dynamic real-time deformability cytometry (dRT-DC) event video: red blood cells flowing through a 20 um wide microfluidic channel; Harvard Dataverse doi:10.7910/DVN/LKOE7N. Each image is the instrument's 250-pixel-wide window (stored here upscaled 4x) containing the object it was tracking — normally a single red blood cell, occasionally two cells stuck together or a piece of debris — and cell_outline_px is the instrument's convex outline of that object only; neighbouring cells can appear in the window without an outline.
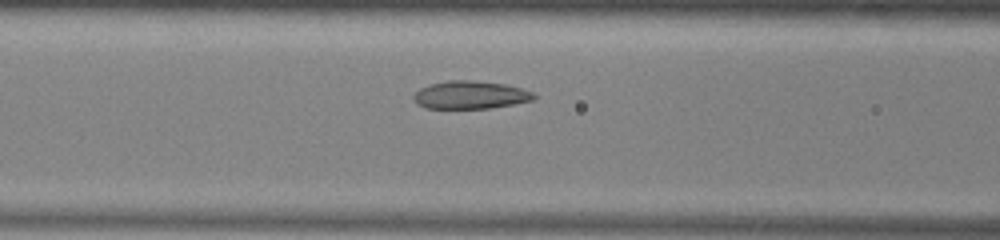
{"species": "common noctule bat (a hibernating species)", "species_latin": "Nyctalus noctula", "temperature_condition": "warm", "stored_images_in_passage": 15, "camera_frame_rate_fps": 3000, "um_per_image_px": 0.085, "animal": {"sex": "male", "body_mass_g": 13.0, "forearm_length_mm": 53.1}, "frame": {"image": 1, "passage_image": 13, "time_ms": 4.0, "image_size_px": [1000, 240], "cell_outline_px": [[536, 96], [532, 100], [492, 108], [424, 108], [416, 104], [412, 96], [420, 88], [432, 84], [448, 80], [468, 80], [504, 84], [520, 88], [532, 92]], "centroid_in_image_um": [39.94, 8.07], "position_along_channel_um": 126.7, "area_um2": 19.36}}